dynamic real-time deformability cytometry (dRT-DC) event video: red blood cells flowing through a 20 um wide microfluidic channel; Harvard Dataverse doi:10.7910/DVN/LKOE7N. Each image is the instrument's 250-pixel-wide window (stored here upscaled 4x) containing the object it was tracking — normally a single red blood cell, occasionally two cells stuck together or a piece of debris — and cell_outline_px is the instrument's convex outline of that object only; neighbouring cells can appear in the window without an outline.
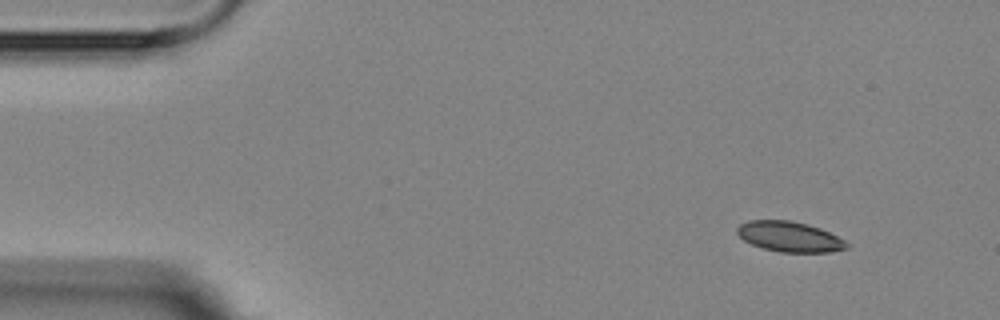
{"species": "Egyptian fruit bat (a non-hibernating species)", "species_latin": "Rousettus aegyptiacus", "temperature_condition": "room temperature", "stored_images_in_passage": 5, "camera_frame_rate_fps": 3000, "um_per_image_px": 0.085, "animal": {"sex": "female"}, "frame": {"image": 1, "passage_image": 5, "time_ms": 6.0, "image_size_px": [1000, 320], "cell_outline_px": [[848, 248], [832, 252], [780, 252], [764, 248], [752, 244], [744, 240], [736, 232], [736, 228], [740, 224], [748, 220], [792, 220], [808, 224], [820, 228], [844, 240], [848, 244]], "centroid_in_image_um": [67.1, 20.11], "position_along_channel_um": 17.9, "area_um2": 19.31}}